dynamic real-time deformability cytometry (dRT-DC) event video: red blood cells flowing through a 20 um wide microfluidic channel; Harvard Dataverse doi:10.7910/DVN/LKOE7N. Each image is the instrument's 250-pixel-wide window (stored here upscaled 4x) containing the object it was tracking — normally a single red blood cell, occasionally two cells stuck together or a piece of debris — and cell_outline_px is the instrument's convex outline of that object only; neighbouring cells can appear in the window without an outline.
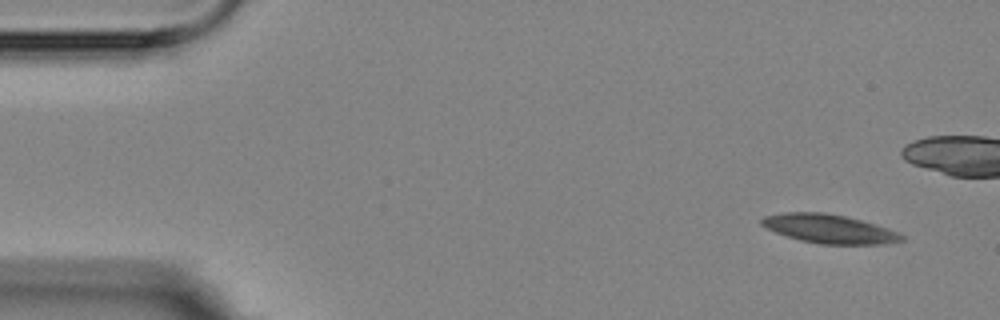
{"species": "Egyptian fruit bat (a non-hibernating species)", "species_latin": "Rousettus aegyptiacus", "temperature_condition": "room temperature", "stored_images_in_passage": 6, "camera_frame_rate_fps": 3000, "um_per_image_px": 0.085, "animal": {"sex": "female"}, "frame": {"image": 1, "passage_image": 1, "time_ms": 0.0, "image_size_px": [1000, 320], "cell_outline_px": [[904, 240], [888, 244], [820, 244], [800, 240], [776, 232], [760, 224], [760, 220], [764, 216], [784, 212], [824, 212], [844, 216], [860, 220], [888, 228], [904, 236]], "centroid_in_image_um": [70.48, 19.45], "position_along_channel_um": 14.5, "area_um2": 23.35}}